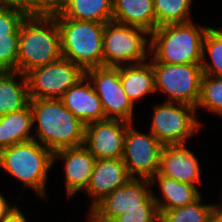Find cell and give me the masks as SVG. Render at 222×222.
<instances>
[{"mask_svg": "<svg viewBox=\"0 0 222 222\" xmlns=\"http://www.w3.org/2000/svg\"><path fill=\"white\" fill-rule=\"evenodd\" d=\"M33 126L37 123L34 140L52 153L84 145L85 124L74 116L61 99H30ZM37 137V138H36Z\"/></svg>", "mask_w": 222, "mask_h": 222, "instance_id": "1", "label": "cell"}, {"mask_svg": "<svg viewBox=\"0 0 222 222\" xmlns=\"http://www.w3.org/2000/svg\"><path fill=\"white\" fill-rule=\"evenodd\" d=\"M61 57L56 18L50 12H30L20 25L17 71L26 75Z\"/></svg>", "mask_w": 222, "mask_h": 222, "instance_id": "2", "label": "cell"}, {"mask_svg": "<svg viewBox=\"0 0 222 222\" xmlns=\"http://www.w3.org/2000/svg\"><path fill=\"white\" fill-rule=\"evenodd\" d=\"M208 29L193 21L158 26L151 33L150 55L159 63L201 64Z\"/></svg>", "mask_w": 222, "mask_h": 222, "instance_id": "3", "label": "cell"}, {"mask_svg": "<svg viewBox=\"0 0 222 222\" xmlns=\"http://www.w3.org/2000/svg\"><path fill=\"white\" fill-rule=\"evenodd\" d=\"M60 32L62 57L79 65L84 71L103 66V33L105 23L77 21L50 12Z\"/></svg>", "mask_w": 222, "mask_h": 222, "instance_id": "4", "label": "cell"}, {"mask_svg": "<svg viewBox=\"0 0 222 222\" xmlns=\"http://www.w3.org/2000/svg\"><path fill=\"white\" fill-rule=\"evenodd\" d=\"M52 164L53 153L34 139L0 150V167L41 198H46V181Z\"/></svg>", "mask_w": 222, "mask_h": 222, "instance_id": "5", "label": "cell"}, {"mask_svg": "<svg viewBox=\"0 0 222 222\" xmlns=\"http://www.w3.org/2000/svg\"><path fill=\"white\" fill-rule=\"evenodd\" d=\"M150 38L151 33L143 28L115 21L105 23L103 66L120 67L146 62L147 54H150Z\"/></svg>", "mask_w": 222, "mask_h": 222, "instance_id": "6", "label": "cell"}, {"mask_svg": "<svg viewBox=\"0 0 222 222\" xmlns=\"http://www.w3.org/2000/svg\"><path fill=\"white\" fill-rule=\"evenodd\" d=\"M156 92L167 95V101L188 104L196 107L199 96L203 69L201 64L159 63L153 57Z\"/></svg>", "mask_w": 222, "mask_h": 222, "instance_id": "7", "label": "cell"}, {"mask_svg": "<svg viewBox=\"0 0 222 222\" xmlns=\"http://www.w3.org/2000/svg\"><path fill=\"white\" fill-rule=\"evenodd\" d=\"M196 111L188 104L164 101L155 106L149 131L163 145L186 144L201 127Z\"/></svg>", "mask_w": 222, "mask_h": 222, "instance_id": "8", "label": "cell"}, {"mask_svg": "<svg viewBox=\"0 0 222 222\" xmlns=\"http://www.w3.org/2000/svg\"><path fill=\"white\" fill-rule=\"evenodd\" d=\"M84 76L85 71L79 65L61 57L26 74L29 98L61 99Z\"/></svg>", "mask_w": 222, "mask_h": 222, "instance_id": "9", "label": "cell"}, {"mask_svg": "<svg viewBox=\"0 0 222 222\" xmlns=\"http://www.w3.org/2000/svg\"><path fill=\"white\" fill-rule=\"evenodd\" d=\"M150 187L149 179L131 178L90 210L88 222H111L132 208H158Z\"/></svg>", "mask_w": 222, "mask_h": 222, "instance_id": "10", "label": "cell"}, {"mask_svg": "<svg viewBox=\"0 0 222 222\" xmlns=\"http://www.w3.org/2000/svg\"><path fill=\"white\" fill-rule=\"evenodd\" d=\"M133 126L126 130L122 160L131 178L150 180L158 173L164 145L151 132L140 133Z\"/></svg>", "mask_w": 222, "mask_h": 222, "instance_id": "11", "label": "cell"}, {"mask_svg": "<svg viewBox=\"0 0 222 222\" xmlns=\"http://www.w3.org/2000/svg\"><path fill=\"white\" fill-rule=\"evenodd\" d=\"M85 76L91 79L106 118L133 123L134 105L123 90L120 67H93L85 70Z\"/></svg>", "mask_w": 222, "mask_h": 222, "instance_id": "12", "label": "cell"}, {"mask_svg": "<svg viewBox=\"0 0 222 222\" xmlns=\"http://www.w3.org/2000/svg\"><path fill=\"white\" fill-rule=\"evenodd\" d=\"M130 124L110 118L86 124L84 146L96 159H122L126 130Z\"/></svg>", "mask_w": 222, "mask_h": 222, "instance_id": "13", "label": "cell"}, {"mask_svg": "<svg viewBox=\"0 0 222 222\" xmlns=\"http://www.w3.org/2000/svg\"><path fill=\"white\" fill-rule=\"evenodd\" d=\"M186 144L164 145L160 155L158 174L185 184L200 183V164Z\"/></svg>", "mask_w": 222, "mask_h": 222, "instance_id": "14", "label": "cell"}, {"mask_svg": "<svg viewBox=\"0 0 222 222\" xmlns=\"http://www.w3.org/2000/svg\"><path fill=\"white\" fill-rule=\"evenodd\" d=\"M57 158L65 161L66 190L68 197L86 190L93 173L96 158L82 145L64 148L53 153V163Z\"/></svg>", "mask_w": 222, "mask_h": 222, "instance_id": "15", "label": "cell"}, {"mask_svg": "<svg viewBox=\"0 0 222 222\" xmlns=\"http://www.w3.org/2000/svg\"><path fill=\"white\" fill-rule=\"evenodd\" d=\"M130 179L122 159H96L90 183L85 190L89 196L94 198L91 210Z\"/></svg>", "mask_w": 222, "mask_h": 222, "instance_id": "16", "label": "cell"}, {"mask_svg": "<svg viewBox=\"0 0 222 222\" xmlns=\"http://www.w3.org/2000/svg\"><path fill=\"white\" fill-rule=\"evenodd\" d=\"M64 106L85 125L107 119L90 79L82 77L61 98Z\"/></svg>", "mask_w": 222, "mask_h": 222, "instance_id": "17", "label": "cell"}, {"mask_svg": "<svg viewBox=\"0 0 222 222\" xmlns=\"http://www.w3.org/2000/svg\"><path fill=\"white\" fill-rule=\"evenodd\" d=\"M55 10L64 18L107 23L113 19V0H60Z\"/></svg>", "mask_w": 222, "mask_h": 222, "instance_id": "18", "label": "cell"}, {"mask_svg": "<svg viewBox=\"0 0 222 222\" xmlns=\"http://www.w3.org/2000/svg\"><path fill=\"white\" fill-rule=\"evenodd\" d=\"M112 21L152 33L156 29L154 0H113Z\"/></svg>", "mask_w": 222, "mask_h": 222, "instance_id": "19", "label": "cell"}, {"mask_svg": "<svg viewBox=\"0 0 222 222\" xmlns=\"http://www.w3.org/2000/svg\"><path fill=\"white\" fill-rule=\"evenodd\" d=\"M120 81L133 105L147 94L156 92L154 68L149 61L120 66Z\"/></svg>", "mask_w": 222, "mask_h": 222, "instance_id": "20", "label": "cell"}, {"mask_svg": "<svg viewBox=\"0 0 222 222\" xmlns=\"http://www.w3.org/2000/svg\"><path fill=\"white\" fill-rule=\"evenodd\" d=\"M150 181L152 186L155 183L154 181L158 182L160 186L162 197L157 198L153 195L159 211L186 206L202 196L197 186L185 184L175 179L161 176L158 173H156Z\"/></svg>", "mask_w": 222, "mask_h": 222, "instance_id": "21", "label": "cell"}, {"mask_svg": "<svg viewBox=\"0 0 222 222\" xmlns=\"http://www.w3.org/2000/svg\"><path fill=\"white\" fill-rule=\"evenodd\" d=\"M29 101L26 75L19 71H0V116L24 109Z\"/></svg>", "mask_w": 222, "mask_h": 222, "instance_id": "22", "label": "cell"}, {"mask_svg": "<svg viewBox=\"0 0 222 222\" xmlns=\"http://www.w3.org/2000/svg\"><path fill=\"white\" fill-rule=\"evenodd\" d=\"M32 127V111L29 104L24 109L0 116V150L33 140Z\"/></svg>", "mask_w": 222, "mask_h": 222, "instance_id": "23", "label": "cell"}, {"mask_svg": "<svg viewBox=\"0 0 222 222\" xmlns=\"http://www.w3.org/2000/svg\"><path fill=\"white\" fill-rule=\"evenodd\" d=\"M192 0H154L156 28L165 24L192 21L190 7Z\"/></svg>", "mask_w": 222, "mask_h": 222, "instance_id": "24", "label": "cell"}, {"mask_svg": "<svg viewBox=\"0 0 222 222\" xmlns=\"http://www.w3.org/2000/svg\"><path fill=\"white\" fill-rule=\"evenodd\" d=\"M203 60L201 67L203 74L222 76V29L209 27L203 39ZM206 52L211 61H206Z\"/></svg>", "mask_w": 222, "mask_h": 222, "instance_id": "25", "label": "cell"}, {"mask_svg": "<svg viewBox=\"0 0 222 222\" xmlns=\"http://www.w3.org/2000/svg\"><path fill=\"white\" fill-rule=\"evenodd\" d=\"M201 199L200 196L186 206L159 212L165 222H205L215 210V204H203Z\"/></svg>", "mask_w": 222, "mask_h": 222, "instance_id": "26", "label": "cell"}, {"mask_svg": "<svg viewBox=\"0 0 222 222\" xmlns=\"http://www.w3.org/2000/svg\"><path fill=\"white\" fill-rule=\"evenodd\" d=\"M197 108L222 116V76L203 74Z\"/></svg>", "mask_w": 222, "mask_h": 222, "instance_id": "27", "label": "cell"}, {"mask_svg": "<svg viewBox=\"0 0 222 222\" xmlns=\"http://www.w3.org/2000/svg\"><path fill=\"white\" fill-rule=\"evenodd\" d=\"M30 11L15 3H4L0 7V36L20 34V25Z\"/></svg>", "mask_w": 222, "mask_h": 222, "instance_id": "28", "label": "cell"}, {"mask_svg": "<svg viewBox=\"0 0 222 222\" xmlns=\"http://www.w3.org/2000/svg\"><path fill=\"white\" fill-rule=\"evenodd\" d=\"M20 34L0 36V71H17Z\"/></svg>", "mask_w": 222, "mask_h": 222, "instance_id": "29", "label": "cell"}, {"mask_svg": "<svg viewBox=\"0 0 222 222\" xmlns=\"http://www.w3.org/2000/svg\"><path fill=\"white\" fill-rule=\"evenodd\" d=\"M159 213L158 208H132L111 222H149Z\"/></svg>", "mask_w": 222, "mask_h": 222, "instance_id": "30", "label": "cell"}, {"mask_svg": "<svg viewBox=\"0 0 222 222\" xmlns=\"http://www.w3.org/2000/svg\"><path fill=\"white\" fill-rule=\"evenodd\" d=\"M60 0H26L30 12H51L56 9Z\"/></svg>", "mask_w": 222, "mask_h": 222, "instance_id": "31", "label": "cell"}, {"mask_svg": "<svg viewBox=\"0 0 222 222\" xmlns=\"http://www.w3.org/2000/svg\"><path fill=\"white\" fill-rule=\"evenodd\" d=\"M0 193V222H2L17 206L9 204V202Z\"/></svg>", "mask_w": 222, "mask_h": 222, "instance_id": "32", "label": "cell"}, {"mask_svg": "<svg viewBox=\"0 0 222 222\" xmlns=\"http://www.w3.org/2000/svg\"><path fill=\"white\" fill-rule=\"evenodd\" d=\"M2 222H27V219L24 213L16 207Z\"/></svg>", "mask_w": 222, "mask_h": 222, "instance_id": "33", "label": "cell"}, {"mask_svg": "<svg viewBox=\"0 0 222 222\" xmlns=\"http://www.w3.org/2000/svg\"><path fill=\"white\" fill-rule=\"evenodd\" d=\"M205 222H222V213L214 210Z\"/></svg>", "mask_w": 222, "mask_h": 222, "instance_id": "34", "label": "cell"}, {"mask_svg": "<svg viewBox=\"0 0 222 222\" xmlns=\"http://www.w3.org/2000/svg\"><path fill=\"white\" fill-rule=\"evenodd\" d=\"M5 3H15L26 8V0H1Z\"/></svg>", "mask_w": 222, "mask_h": 222, "instance_id": "35", "label": "cell"}, {"mask_svg": "<svg viewBox=\"0 0 222 222\" xmlns=\"http://www.w3.org/2000/svg\"><path fill=\"white\" fill-rule=\"evenodd\" d=\"M149 222H165L162 214L159 212L152 220Z\"/></svg>", "mask_w": 222, "mask_h": 222, "instance_id": "36", "label": "cell"}, {"mask_svg": "<svg viewBox=\"0 0 222 222\" xmlns=\"http://www.w3.org/2000/svg\"><path fill=\"white\" fill-rule=\"evenodd\" d=\"M221 205H222V203L220 205L215 204V211L222 213V206Z\"/></svg>", "mask_w": 222, "mask_h": 222, "instance_id": "37", "label": "cell"}, {"mask_svg": "<svg viewBox=\"0 0 222 222\" xmlns=\"http://www.w3.org/2000/svg\"><path fill=\"white\" fill-rule=\"evenodd\" d=\"M5 2L0 0V7L4 4Z\"/></svg>", "mask_w": 222, "mask_h": 222, "instance_id": "38", "label": "cell"}]
</instances>
